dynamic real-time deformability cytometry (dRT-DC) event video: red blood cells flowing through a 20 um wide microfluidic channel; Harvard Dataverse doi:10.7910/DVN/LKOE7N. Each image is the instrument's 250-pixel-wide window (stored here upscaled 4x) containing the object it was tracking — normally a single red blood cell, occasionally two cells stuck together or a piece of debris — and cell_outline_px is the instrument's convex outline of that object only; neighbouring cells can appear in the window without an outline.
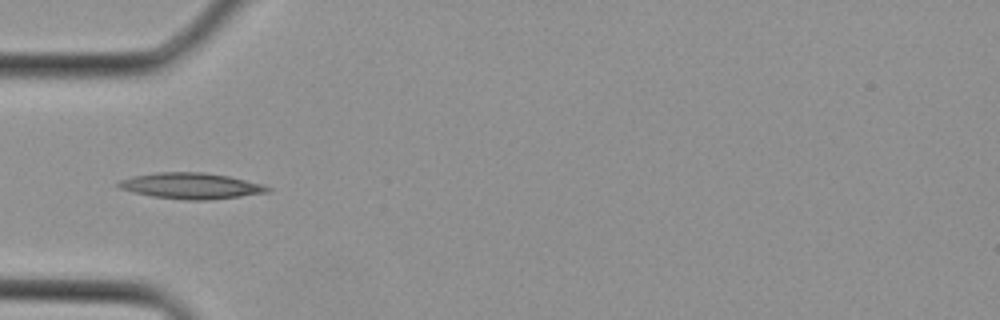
{"species": "Egyptian fruit bat (a non-hibernating species)", "species_latin": "Rousettus aegyptiacus", "temperature_condition": "cold", "stored_images_in_passage": 2, "camera_frame_rate_fps": 3000, "um_per_image_px": 0.085, "animal": {"sex": "female"}, "frame": {"image": 1, "passage_image": 2, "time_ms": 0.333, "image_size_px": [1000, 320], "cell_outline_px": [[272, 188], [268, 192], [240, 196], [208, 200], [184, 200], [152, 196], [120, 188], [116, 184], [120, 180], [132, 176], [156, 172], [204, 172], [228, 176], [264, 184]], "centroid_in_image_um": [16.25, 15.79], "position_along_channel_um": 68.7, "area_um2": 22.48}}